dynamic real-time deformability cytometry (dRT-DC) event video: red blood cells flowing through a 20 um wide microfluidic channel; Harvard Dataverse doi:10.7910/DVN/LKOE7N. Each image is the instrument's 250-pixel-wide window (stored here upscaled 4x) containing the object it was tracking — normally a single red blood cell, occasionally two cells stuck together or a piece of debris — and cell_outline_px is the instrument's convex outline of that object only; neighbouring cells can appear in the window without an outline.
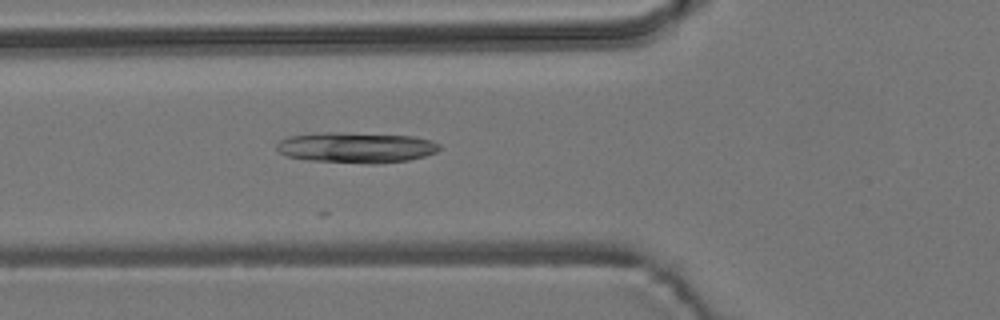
{"species": "common noctule bat (a hibernating species)", "species_latin": "Nyctalus noctula", "temperature_condition": "room temperature", "stored_images_in_passage": 9, "camera_frame_rate_fps": 3000, "um_per_image_px": 0.085, "animal": {"sex": "male", "body_mass_g": 19.2, "forearm_length_mm": 51.8}, "frame": {"image": 1, "passage_image": 3, "time_ms": 0.667, "image_size_px": [1000, 320], "cell_outline_px": [[440, 148], [436, 152], [424, 156], [408, 160], [308, 160], [288, 156], [280, 152], [276, 148], [276, 144], [280, 140], [288, 136], [324, 132], [340, 132], [412, 136], [432, 140], [440, 144]], "centroid_in_image_um": [30.24, 12.47], "position_along_channel_um": 95.6, "area_um2": 27.57}}
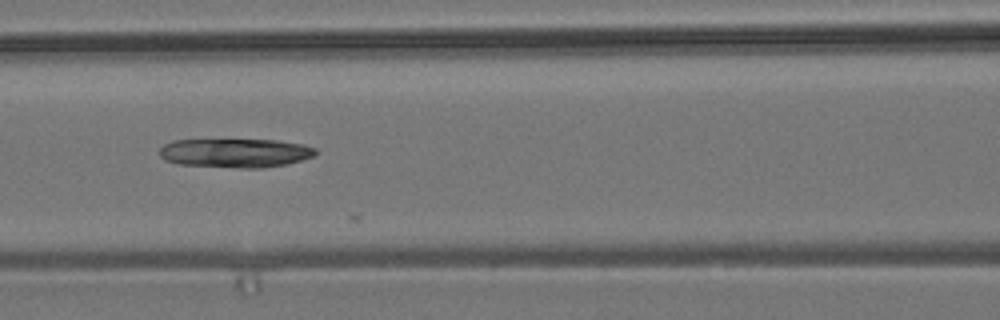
{"frame": {"image": 2, "passage_image": 7, "time_ms": 2.0, "image_size_px": [1000, 320], "cell_outline_px": [[316, 156], [288, 164], [260, 168], [240, 168], [180, 164], [164, 160], [160, 156], [160, 148], [164, 144], [172, 140], [276, 140], [304, 144], [316, 148]], "centroid_in_image_um": [20.03, 13.0], "position_along_channel_um": 146.6, "area_um2": 26.47}}